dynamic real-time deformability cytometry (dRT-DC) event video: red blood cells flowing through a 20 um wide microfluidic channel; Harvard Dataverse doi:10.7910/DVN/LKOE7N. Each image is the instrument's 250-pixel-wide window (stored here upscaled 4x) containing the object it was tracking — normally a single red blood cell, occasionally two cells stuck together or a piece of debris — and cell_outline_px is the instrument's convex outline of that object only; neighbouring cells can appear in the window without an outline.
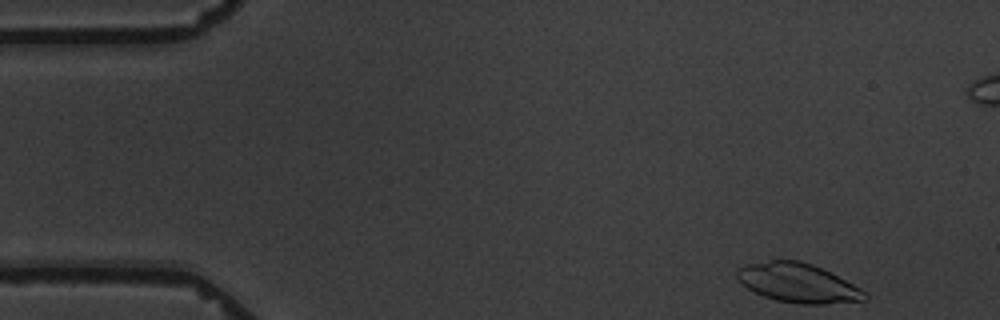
{"species": "common noctule bat (a hibernating species)", "species_latin": "Nyctalus noctula", "temperature_condition": "warm", "stored_images_in_passage": 5, "camera_frame_rate_fps": 3000, "um_per_image_px": 0.085, "animal": {"sex": "male", "body_mass_g": 19.5, "forearm_length_mm": 54.6}, "frame": {"image": 1, "passage_image": 1, "time_ms": 0.0, "image_size_px": [1000, 320], "cell_outline_px": [[868, 300], [828, 304], [800, 304], [776, 300], [764, 296], [748, 288], [736, 280], [736, 268], [744, 264], [768, 260], [800, 260], [812, 264], [868, 292]], "centroid_in_image_um": [67.79, 24.05], "position_along_channel_um": 17.2, "area_um2": 29.25}}